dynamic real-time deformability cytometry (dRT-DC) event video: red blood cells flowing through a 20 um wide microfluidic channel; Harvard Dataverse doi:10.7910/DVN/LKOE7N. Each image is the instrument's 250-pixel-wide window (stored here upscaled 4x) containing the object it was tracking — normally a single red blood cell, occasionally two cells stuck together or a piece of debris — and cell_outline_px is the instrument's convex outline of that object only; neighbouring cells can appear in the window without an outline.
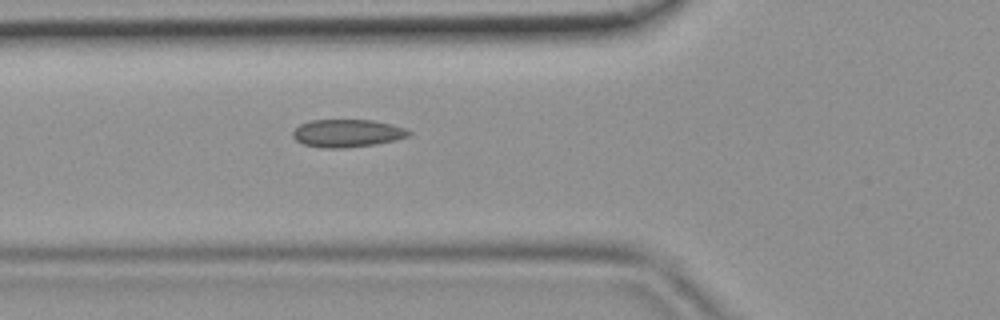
{"species": "common noctule bat (a hibernating species)", "species_latin": "Nyctalus noctula", "temperature_condition": "room temperature", "stored_images_in_passage": 37, "camera_frame_rate_fps": 3000, "um_per_image_px": 0.085, "animal": {"sex": "female", "body_mass_g": 19.9}, "frame": {"image": 1, "passage_image": 9, "time_ms": 2.667, "image_size_px": [1000, 320], "cell_outline_px": [[412, 132], [408, 136], [396, 140], [376, 144], [344, 148], [324, 148], [304, 144], [296, 140], [292, 136], [292, 132], [300, 124], [312, 120], [372, 120], [392, 124], [404, 128]], "centroid_in_image_um": [29.52, 11.32], "position_along_channel_um": 96.3, "area_um2": 18.73}}
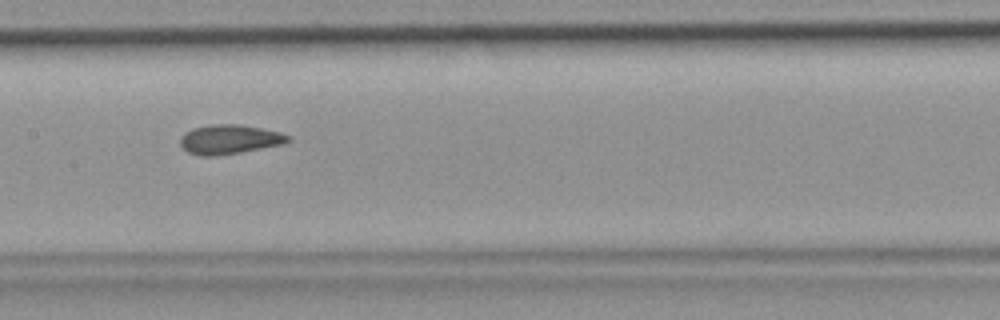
{"frame": {"image": 2, "passage_image": 15, "time_ms": 4.667, "image_size_px": [1000, 320], "cell_outline_px": [[292, 140], [284, 144], [240, 152], [216, 156], [200, 156], [188, 152], [180, 144], [180, 136], [192, 128], [212, 124], [240, 124], [280, 132], [292, 136]], "centroid_in_image_um": [19.52, 11.84], "position_along_channel_um": 187.9, "area_um2": 18.55}}
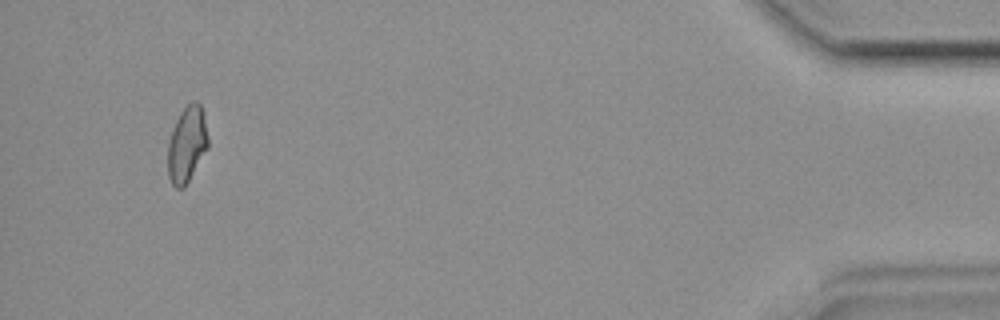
{"frame": {"image": 3, "passage_image": 35, "time_ms": 11.333, "image_size_px": [1000, 320], "cell_outline_px": [[208, 148], [184, 188], [176, 188], [172, 184], [168, 176], [168, 144], [172, 128], [180, 112], [192, 100], [196, 100], [200, 104], [204, 112], [208, 136]], "centroid_in_image_um": [15.9, 12.25], "position_along_channel_um": 419.3, "area_um2": 17.98}}